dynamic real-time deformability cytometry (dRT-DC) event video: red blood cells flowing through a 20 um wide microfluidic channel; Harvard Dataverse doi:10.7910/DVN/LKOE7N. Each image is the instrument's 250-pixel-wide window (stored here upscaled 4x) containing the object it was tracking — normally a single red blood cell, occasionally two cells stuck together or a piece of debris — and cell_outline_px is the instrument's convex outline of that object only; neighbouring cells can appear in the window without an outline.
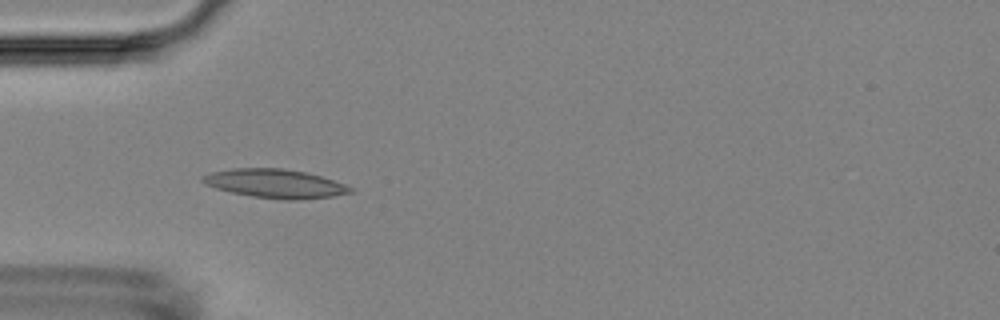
{"species": "Egyptian fruit bat (a non-hibernating species)", "species_latin": "Rousettus aegyptiacus", "temperature_condition": "room temperature", "stored_images_in_passage": 7, "camera_frame_rate_fps": 3000, "um_per_image_px": 0.085, "animal": {"sex": "female"}, "frame": {"image": 1, "passage_image": 4, "time_ms": 3.333, "image_size_px": [1000, 320], "cell_outline_px": [[356, 192], [332, 196], [296, 200], [280, 200], [252, 196], [232, 192], [216, 188], [204, 184], [200, 180], [200, 176], [212, 172], [232, 168], [284, 168], [304, 172], [320, 176], [344, 184], [352, 188]], "centroid_in_image_um": [23.36, 15.6], "position_along_channel_um": 61.6, "area_um2": 24.8}}
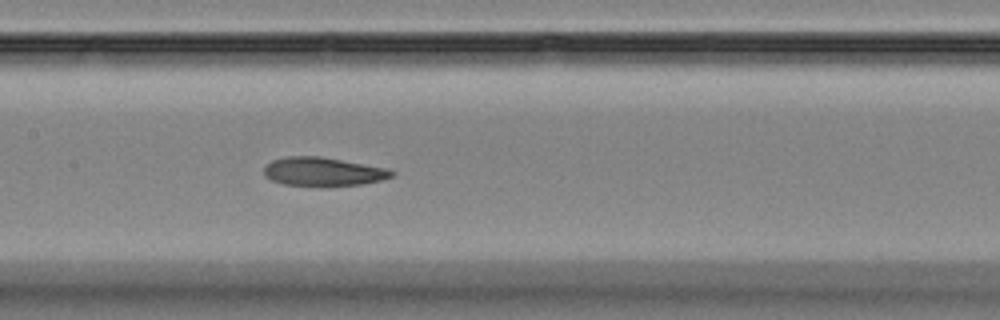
{"frame": {"image": 2, "passage_image": 7, "time_ms": 6.667, "image_size_px": [1000, 320], "cell_outline_px": [[396, 172], [392, 176], [380, 180], [360, 184], [320, 188], [284, 184], [272, 180], [264, 176], [264, 168], [272, 160], [288, 156], [320, 156], [388, 168]], "centroid_in_image_um": [27.45, 14.61], "position_along_channel_um": 179.9, "area_um2": 21.73}}